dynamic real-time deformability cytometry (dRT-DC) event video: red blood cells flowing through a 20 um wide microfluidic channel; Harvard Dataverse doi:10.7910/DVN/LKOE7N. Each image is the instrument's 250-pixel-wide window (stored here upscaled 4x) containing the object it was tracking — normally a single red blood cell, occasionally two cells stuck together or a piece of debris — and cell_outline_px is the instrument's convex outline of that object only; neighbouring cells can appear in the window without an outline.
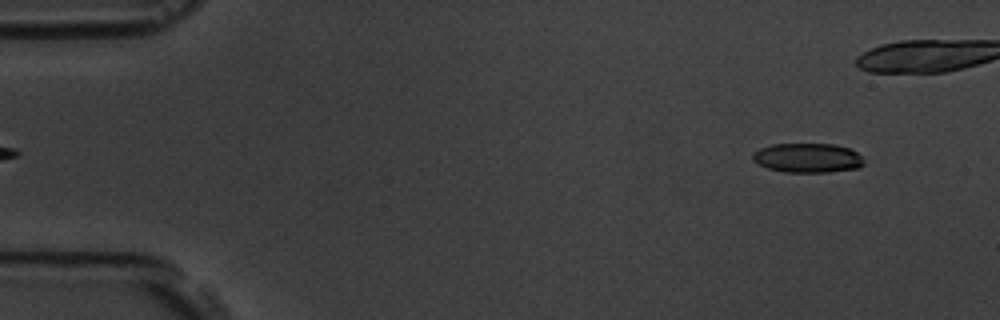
{"species": "common noctule bat (a hibernating species)", "species_latin": "Nyctalus noctula", "temperature_condition": "room temperature", "stored_images_in_passage": 5, "segment_of_instrument_passage": [2, 2], "camera_frame_rate_fps": 3000, "um_per_image_px": 0.085, "animal": {"sex": "male", "body_mass_g": 19.5, "forearm_length_mm": 54.6}, "frame": {"image": 1, "passage_image": 5, "time_ms": 4.333, "image_size_px": [1000, 320], "cell_outline_px": [[864, 164], [856, 168], [828, 172], [784, 172], [768, 168], [752, 160], [752, 152], [760, 148], [772, 144], [832, 144], [848, 148], [856, 152], [864, 160]], "centroid_in_image_um": [68.62, 13.42], "position_along_channel_um": 16.4, "area_um2": 18.96}}